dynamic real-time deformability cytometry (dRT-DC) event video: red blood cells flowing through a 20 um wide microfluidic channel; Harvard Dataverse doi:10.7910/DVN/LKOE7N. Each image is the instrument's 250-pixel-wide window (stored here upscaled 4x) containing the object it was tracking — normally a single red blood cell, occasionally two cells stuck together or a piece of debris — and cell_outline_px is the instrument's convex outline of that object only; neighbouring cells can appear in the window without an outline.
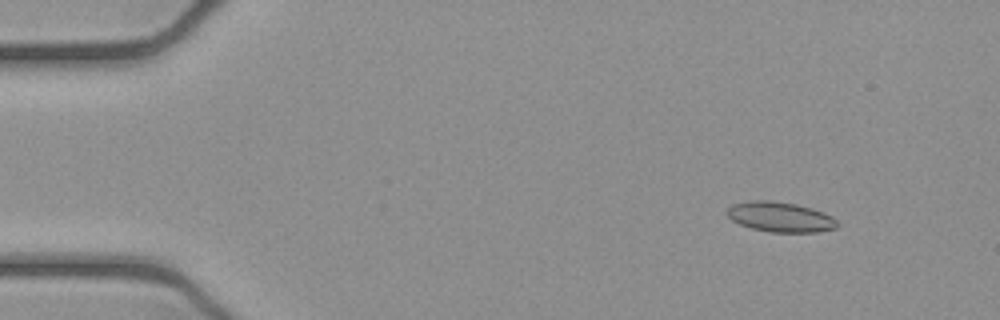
{"species": "common noctule bat (a hibernating species)", "species_latin": "Nyctalus noctula", "temperature_condition": "cold", "stored_images_in_passage": 52, "camera_frame_rate_fps": 3000, "um_per_image_px": 0.085, "animal": {"sex": "female", "body_mass_g": 21.9}, "frame": {"image": 1, "passage_image": 5, "time_ms": 1.333, "image_size_px": [1000, 320], "cell_outline_px": [[840, 224], [836, 228], [816, 232], [768, 232], [752, 228], [740, 224], [732, 220], [728, 216], [728, 208], [732, 204], [752, 200], [768, 200], [796, 204], [812, 208], [824, 212], [832, 216]], "centroid_in_image_um": [66.35, 18.44], "position_along_channel_um": 18.6, "area_um2": 19.31}}
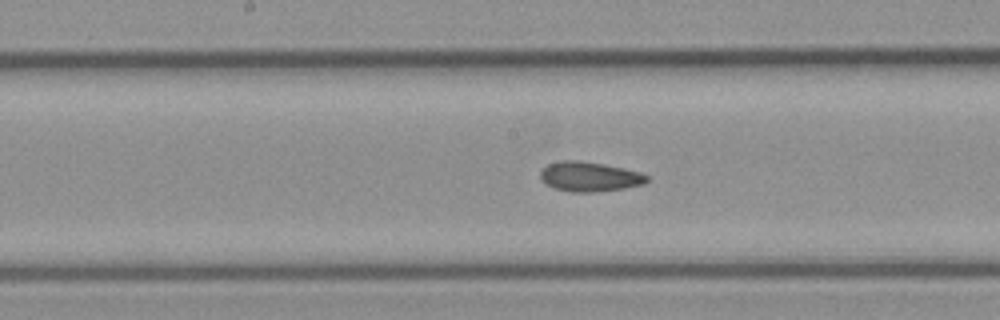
{"frame": {"image": 2, "passage_image": 26, "time_ms": 8.333, "image_size_px": [1000, 320], "cell_outline_px": [[648, 180], [644, 184], [624, 188], [592, 192], [572, 192], [556, 188], [540, 180], [540, 172], [548, 164], [560, 160], [576, 160], [604, 164], [624, 168], [640, 172], [648, 176]], "centroid_in_image_um": [50.11, 15.0], "position_along_channel_um": 198.1, "area_um2": 18.32}}
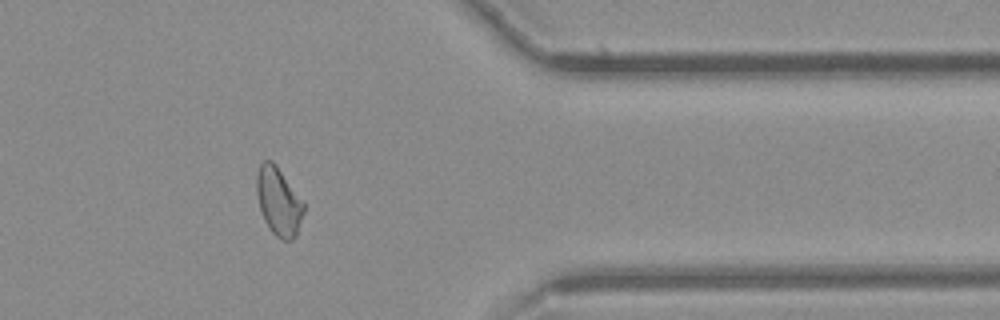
{"frame": {"image": 3, "passage_image": 42, "time_ms": 13.667, "image_size_px": [1000, 320], "cell_outline_px": [[304, 212], [296, 236], [292, 240], [280, 240], [268, 228], [264, 220], [260, 208], [256, 192], [256, 172], [260, 164], [264, 160], [272, 160], [276, 164], [304, 204]], "centroid_in_image_um": [23.66, 17.13], "position_along_channel_um": 387.7, "area_um2": 18.67}, "authors_computed_cell_mechanics": {"area_um2": 18.6116, "velocity_mm_per_s": 3.8941, "shape_relaxation_time_tau1_ms": null, "shape_relaxation_time_tau2_ms": 3.1091, "deformation_change_tau1": null, "deformation_change_tau2": 0.079}}